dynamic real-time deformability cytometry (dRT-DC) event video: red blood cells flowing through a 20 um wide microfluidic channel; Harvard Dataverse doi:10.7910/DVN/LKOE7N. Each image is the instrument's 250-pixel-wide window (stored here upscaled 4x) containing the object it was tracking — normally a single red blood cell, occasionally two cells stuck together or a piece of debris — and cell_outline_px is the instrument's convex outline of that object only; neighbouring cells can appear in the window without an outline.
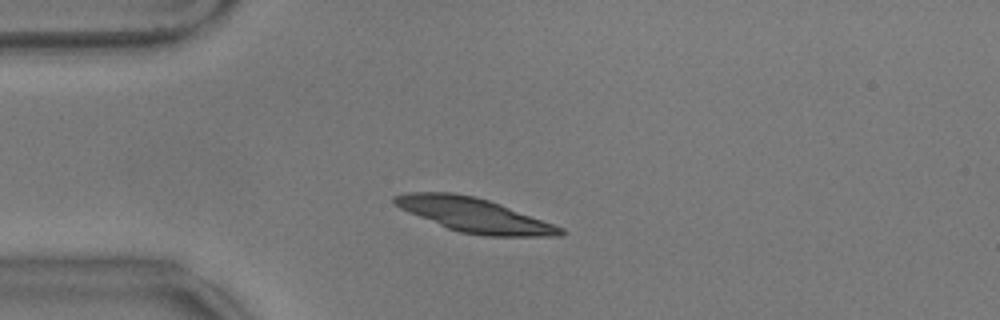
{"species": "common noctule bat (a hibernating species)", "species_latin": "Nyctalus noctula", "temperature_condition": "warm", "stored_images_in_passage": 46, "camera_frame_rate_fps": 3000, "um_per_image_px": 0.085, "animal": {"sex": "male", "body_mass_g": 17.9}, "frame": {"image": 1, "passage_image": 3, "time_ms": 0.667, "image_size_px": [1000, 320], "cell_outline_px": [[568, 232], [560, 236], [484, 236], [460, 232], [448, 228], [408, 212], [392, 204], [392, 196], [404, 192], [452, 192], [472, 196], [488, 200], [500, 204], [564, 228]], "centroid_in_image_um": [40.28, 18.28], "position_along_channel_um": 44.7, "area_um2": 32.89}}